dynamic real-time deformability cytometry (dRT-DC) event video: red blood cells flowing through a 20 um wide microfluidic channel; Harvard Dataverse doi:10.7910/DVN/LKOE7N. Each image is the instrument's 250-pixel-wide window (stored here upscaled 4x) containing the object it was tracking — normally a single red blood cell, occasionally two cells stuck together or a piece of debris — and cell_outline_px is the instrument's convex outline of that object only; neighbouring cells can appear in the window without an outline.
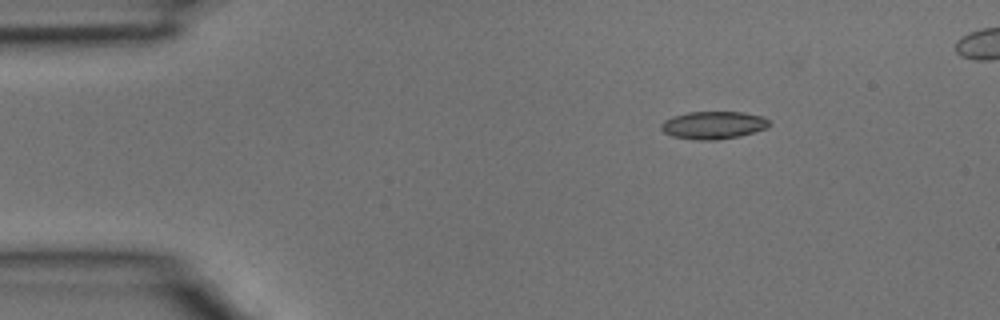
{"species": "common noctule bat (a hibernating species)", "species_latin": "Nyctalus noctula", "temperature_condition": "room temperature", "stored_images_in_passage": 3, "camera_frame_rate_fps": 3000, "um_per_image_px": 0.085, "animal": {"sex": "male", "body_mass_g": 15.6}, "frame": {"image": 1, "passage_image": 1, "time_ms": 0.0, "image_size_px": [1000, 320], "cell_outline_px": [[772, 124], [768, 128], [740, 136], [716, 140], [696, 140], [672, 136], [664, 132], [660, 128], [660, 124], [664, 120], [672, 116], [688, 112], [744, 112], [764, 116]], "centroid_in_image_um": [60.65, 10.63], "position_along_channel_um": 24.3, "area_um2": 17.69}}